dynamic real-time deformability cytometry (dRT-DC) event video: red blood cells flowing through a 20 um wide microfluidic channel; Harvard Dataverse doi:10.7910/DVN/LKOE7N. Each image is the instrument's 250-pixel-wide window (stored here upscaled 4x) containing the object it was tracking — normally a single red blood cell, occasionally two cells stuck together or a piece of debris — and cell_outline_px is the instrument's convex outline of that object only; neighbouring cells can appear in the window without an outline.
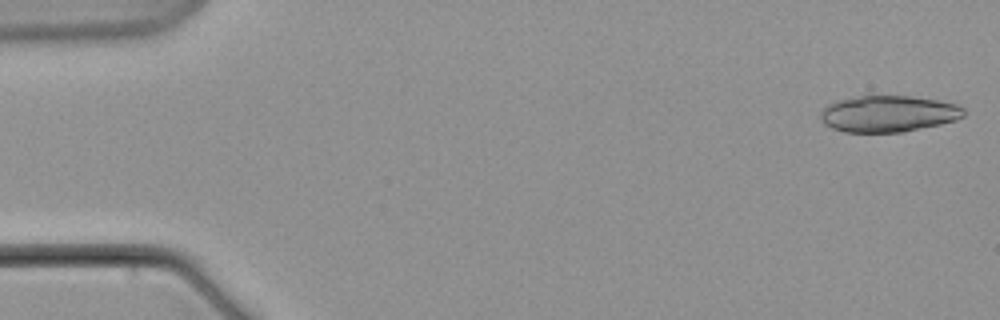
{"species": "common noctule bat (a hibernating species)", "species_latin": "Nyctalus noctula", "temperature_condition": "warm", "stored_images_in_passage": 7, "camera_frame_rate_fps": 3000, "um_per_image_px": 0.085, "animal": {"sex": "male", "body_mass_g": 21.5, "forearm_length_mm": 52.0}, "frame": {"image": 1, "passage_image": 1, "time_ms": 0.0, "image_size_px": [1000, 320], "cell_outline_px": [[964, 116], [956, 120], [940, 124], [904, 132], [844, 132], [832, 128], [824, 124], [820, 120], [820, 112], [828, 104], [836, 100], [868, 92], [872, 92], [912, 96], [936, 100], [956, 104], [964, 108]], "centroid_in_image_um": [75.45, 9.62], "position_along_channel_um": 9.6, "area_um2": 31.5}}
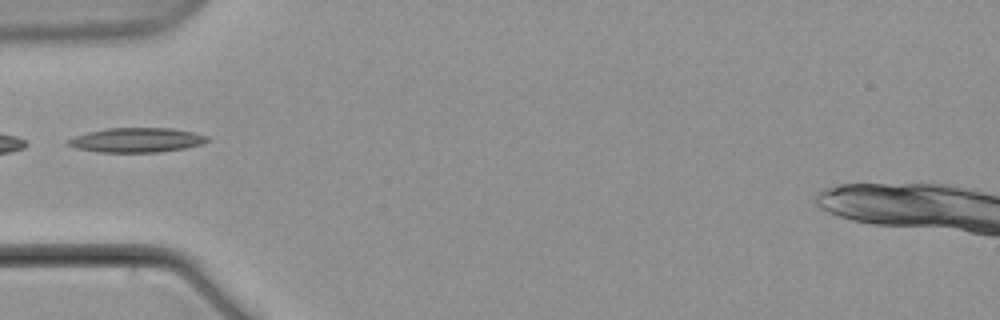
{"frame": {"image": 2, "passage_image": 7, "time_ms": 7.333, "image_size_px": [1000, 320], "cell_outline_px": [[212, 140], [204, 144], [184, 148], [160, 152], [100, 152], [76, 148], [68, 144], [68, 140], [76, 136], [88, 132], [108, 128], [172, 128], [192, 132], [208, 136]], "centroid_in_image_um": [11.69, 11.9], "position_along_channel_um": 73.3, "area_um2": 19.83}}